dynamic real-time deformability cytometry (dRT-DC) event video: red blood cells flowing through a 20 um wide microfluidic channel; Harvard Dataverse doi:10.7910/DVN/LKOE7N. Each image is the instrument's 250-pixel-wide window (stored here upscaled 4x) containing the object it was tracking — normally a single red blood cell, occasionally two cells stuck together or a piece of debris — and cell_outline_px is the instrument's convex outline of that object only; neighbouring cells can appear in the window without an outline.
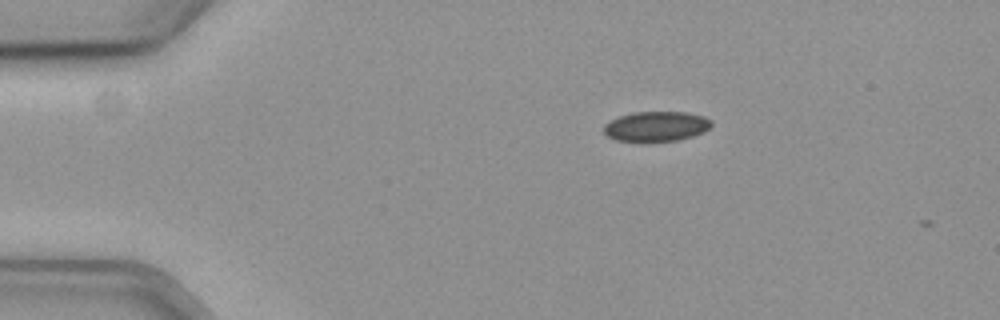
{"species": "common noctule bat (a hibernating species)", "species_latin": "Nyctalus noctula", "temperature_condition": "cold", "stored_images_in_passage": 5, "camera_frame_rate_fps": 3000, "um_per_image_px": 0.085, "animal": {"sex": "female", "body_mass_g": 19.3, "forearm_length_mm": 54.1}, "frame": {"image": 1, "passage_image": 1, "time_ms": 0.0, "image_size_px": [1000, 320], "cell_outline_px": [[712, 124], [704, 132], [692, 136], [676, 140], [616, 140], [608, 136], [604, 132], [604, 124], [620, 116], [632, 112], [688, 112], [704, 116], [712, 120]], "centroid_in_image_um": [55.81, 10.71], "position_along_channel_um": 29.2, "area_um2": 18.44}}